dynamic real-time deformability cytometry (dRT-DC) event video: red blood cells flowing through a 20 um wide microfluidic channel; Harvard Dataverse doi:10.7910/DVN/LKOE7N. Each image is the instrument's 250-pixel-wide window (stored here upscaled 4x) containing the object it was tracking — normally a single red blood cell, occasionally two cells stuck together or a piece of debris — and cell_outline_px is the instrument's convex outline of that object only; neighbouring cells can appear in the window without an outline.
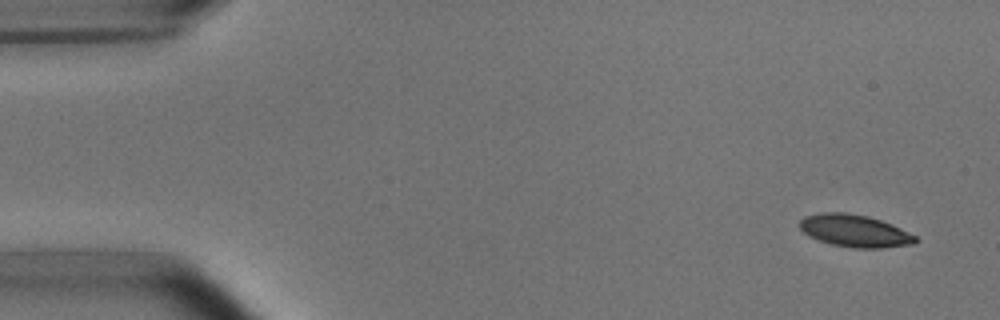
{"species": "common noctule bat (a hibernating species)", "species_latin": "Nyctalus noctula", "temperature_condition": "room temperature", "stored_images_in_passage": 4, "camera_frame_rate_fps": 3000, "um_per_image_px": 0.085, "animal": {"sex": "male", "body_mass_g": 15.6}, "frame": {"image": 1, "passage_image": 1, "time_ms": 0.0, "image_size_px": [1000, 320], "cell_outline_px": [[920, 240], [916, 244], [884, 248], [852, 248], [832, 244], [808, 236], [800, 228], [800, 220], [804, 216], [820, 212], [844, 212], [868, 216], [892, 224], [916, 236]], "centroid_in_image_um": [72.68, 19.62], "position_along_channel_um": 12.3, "area_um2": 21.96}}
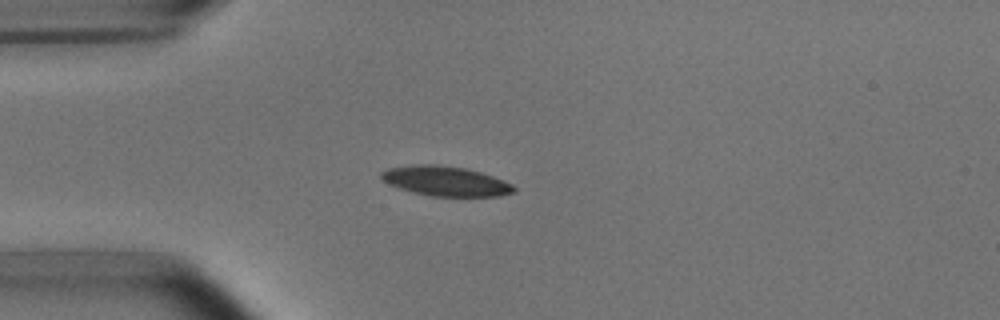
{"frame": {"image": 2, "passage_image": 4, "time_ms": 3.667, "image_size_px": [1000, 320], "cell_outline_px": [[516, 192], [500, 196], [432, 196], [412, 192], [388, 184], [380, 176], [380, 172], [388, 168], [412, 164], [440, 164], [464, 168], [480, 172], [504, 180], [512, 184], [516, 188]], "centroid_in_image_um": [37.88, 15.39], "position_along_channel_um": 47.1, "area_um2": 23.12}}